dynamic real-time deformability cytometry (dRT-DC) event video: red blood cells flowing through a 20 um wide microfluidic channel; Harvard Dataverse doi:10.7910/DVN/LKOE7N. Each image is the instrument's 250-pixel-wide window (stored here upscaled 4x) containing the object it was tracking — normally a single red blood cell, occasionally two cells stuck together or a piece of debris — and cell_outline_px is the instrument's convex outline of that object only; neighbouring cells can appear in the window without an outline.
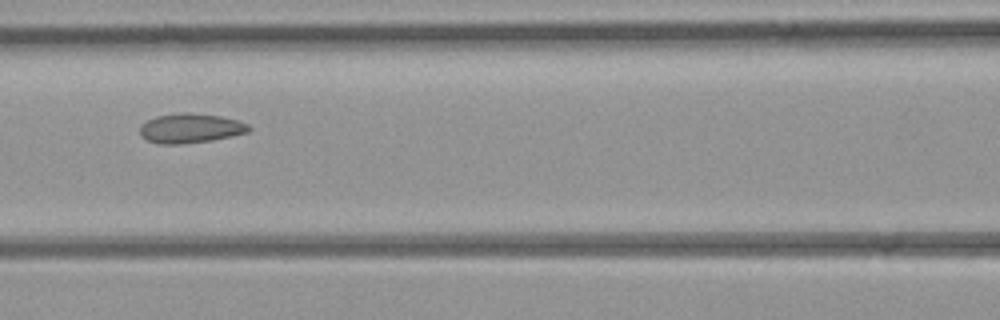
{"species": "common noctule bat (a hibernating species)", "species_latin": "Nyctalus noctula", "temperature_condition": "room temperature", "stored_images_in_passage": 7, "camera_frame_rate_fps": 3000, "um_per_image_px": 0.085, "animal": {"sex": "female", "body_mass_g": 21.9}, "frame": {"image": 1, "passage_image": 6, "time_ms": 6.0, "image_size_px": [1000, 320], "cell_outline_px": [[252, 128], [248, 132], [232, 136], [212, 140], [180, 144], [160, 144], [148, 140], [140, 136], [140, 124], [156, 116], [180, 112], [188, 112], [220, 116], [236, 120], [248, 124]], "centroid_in_image_um": [16.17, 10.9], "position_along_channel_um": 150.4, "area_um2": 18.79}}
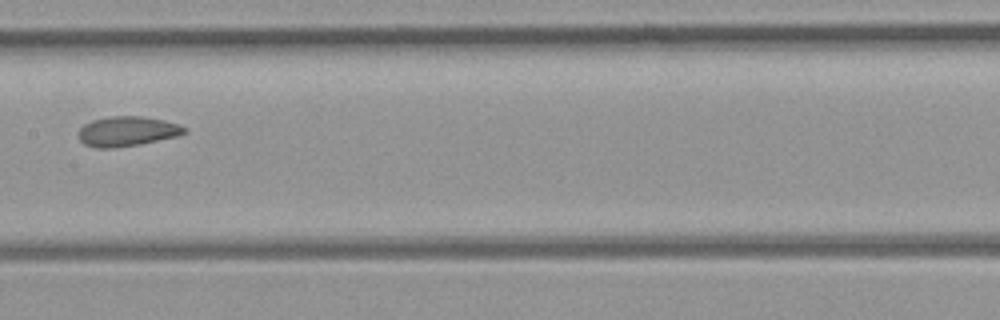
{"frame": {"image": 2, "passage_image": 7, "time_ms": 7.0, "image_size_px": [1000, 320], "cell_outline_px": [[188, 132], [176, 136], [140, 144], [112, 148], [96, 148], [84, 144], [80, 140], [80, 128], [84, 124], [92, 120], [108, 116], [140, 116], [164, 120], [176, 124], [184, 128]], "centroid_in_image_um": [10.78, 11.16], "position_along_channel_um": 196.6, "area_um2": 18.21}}